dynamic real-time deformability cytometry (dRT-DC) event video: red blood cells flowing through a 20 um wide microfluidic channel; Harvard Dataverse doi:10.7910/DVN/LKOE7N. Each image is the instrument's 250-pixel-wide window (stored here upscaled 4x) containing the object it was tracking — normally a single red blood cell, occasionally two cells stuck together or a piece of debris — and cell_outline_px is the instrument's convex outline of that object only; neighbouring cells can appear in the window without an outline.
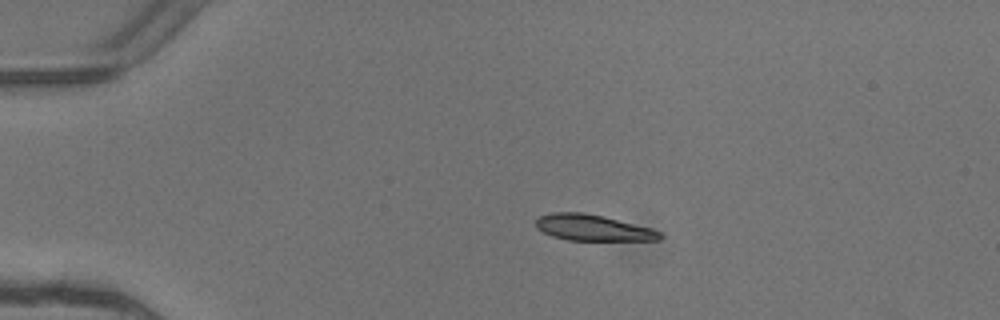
{"species": "common noctule bat (a hibernating species)", "species_latin": "Nyctalus noctula", "temperature_condition": "warm", "stored_images_in_passage": 4, "camera_frame_rate_fps": 3000, "um_per_image_px": 0.085, "animal": {"sex": "female"}, "frame": {"image": 1, "passage_image": 3, "time_ms": 0.667, "image_size_px": [1000, 320], "cell_outline_px": [[664, 236], [660, 240], [568, 240], [552, 236], [536, 228], [536, 220], [540, 216], [552, 212], [584, 212], [604, 216], [652, 228], [660, 232]], "centroid_in_image_um": [50.41, 19.35], "position_along_channel_um": 34.6, "area_um2": 18.9}}